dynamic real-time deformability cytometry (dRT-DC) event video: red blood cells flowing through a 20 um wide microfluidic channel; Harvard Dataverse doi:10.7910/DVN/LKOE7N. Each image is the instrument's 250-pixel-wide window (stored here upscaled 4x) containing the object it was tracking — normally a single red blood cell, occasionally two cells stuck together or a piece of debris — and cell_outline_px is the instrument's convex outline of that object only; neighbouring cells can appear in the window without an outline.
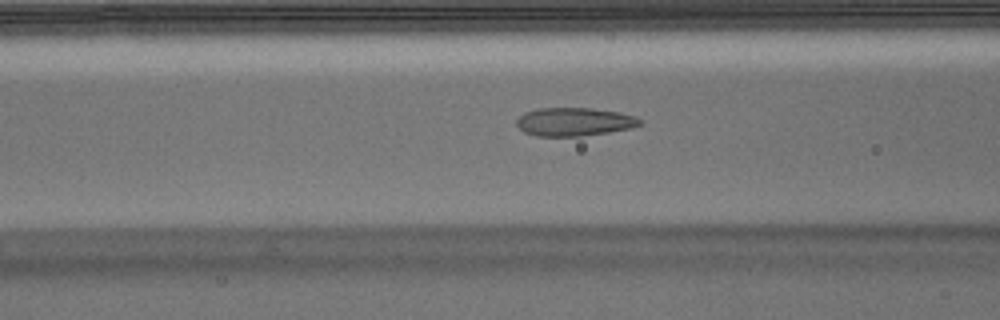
{"species": "Egyptian fruit bat (a non-hibernating species)", "species_latin": "Rousettus aegyptiacus", "temperature_condition": "warm", "stored_images_in_passage": 39, "camera_frame_rate_fps": 3000, "um_per_image_px": 0.085, "animal": {"sex": "male"}, "frame": {"image": 1, "passage_image": 6, "time_ms": 1.667, "image_size_px": [1000, 320], "cell_outline_px": [[644, 124], [632, 128], [608, 132], [580, 136], [536, 136], [524, 132], [516, 124], [516, 120], [524, 112], [536, 108], [592, 108], [620, 112], [636, 116], [644, 120]], "centroid_in_image_um": [48.85, 10.34], "position_along_channel_um": 117.7, "area_um2": 20.63}}
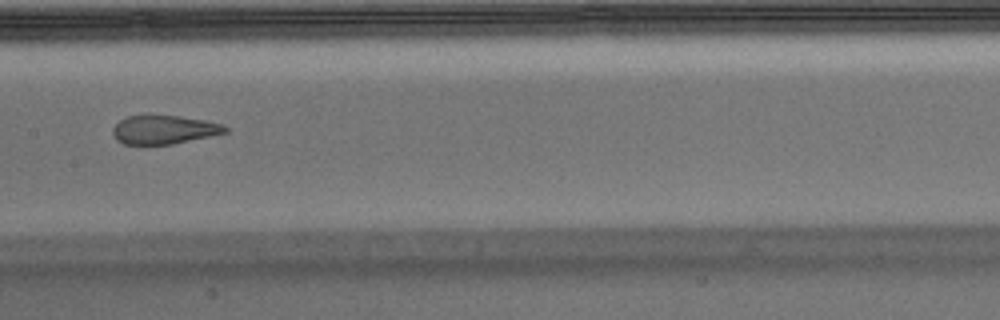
{"frame": {"image": 2, "passage_image": 12, "time_ms": 3.667, "image_size_px": [1000, 320], "cell_outline_px": [[228, 132], [172, 144], [124, 144], [116, 140], [112, 132], [112, 128], [120, 120], [128, 116], [180, 116], [204, 120], [224, 124], [228, 128]], "centroid_in_image_um": [13.95, 11.02], "position_along_channel_um": 193.5, "area_um2": 18.61}}
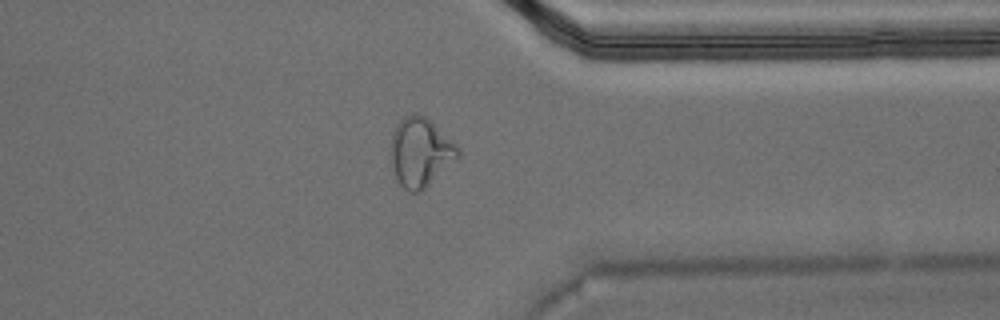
{"frame": {"image": 3, "passage_image": 27, "time_ms": 8.667, "image_size_px": [1000, 320], "cell_outline_px": [[460, 156], [456, 160], [420, 192], [408, 192], [400, 184], [396, 176], [392, 164], [392, 136], [400, 120], [404, 116], [412, 112], [416, 112], [424, 116], [452, 140], [460, 148]], "centroid_in_image_um": [35.76, 12.93], "position_along_channel_um": 375.6, "area_um2": 26.53}, "authors_computed_cell_mechanics": {"area_um2": 21.675, "velocity_mm_per_s": 3.7683, "shape_relaxation_time_tau1_ms": null, "shape_relaxation_time_tau2_ms": 1.101, "deformation_change_tau1": null, "deformation_change_tau2": 0.0748}}